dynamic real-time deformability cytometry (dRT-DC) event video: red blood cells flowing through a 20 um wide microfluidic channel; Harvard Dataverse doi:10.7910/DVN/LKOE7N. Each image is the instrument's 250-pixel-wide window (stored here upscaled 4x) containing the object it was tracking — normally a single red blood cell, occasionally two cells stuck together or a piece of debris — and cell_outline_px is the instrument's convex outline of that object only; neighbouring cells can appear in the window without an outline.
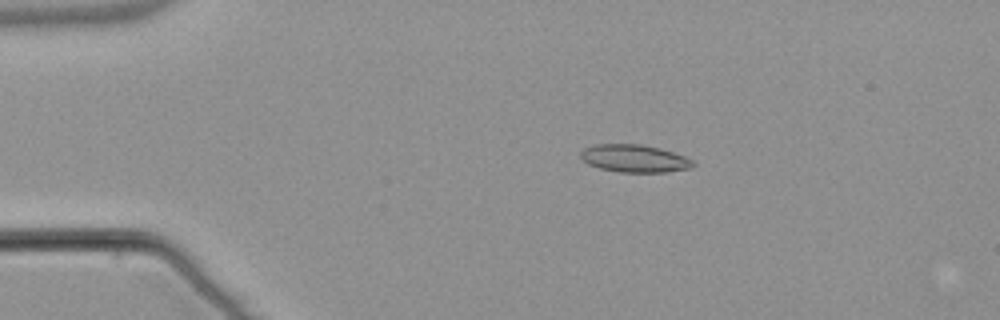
{"species": "common noctule bat (a hibernating species)", "species_latin": "Nyctalus noctula", "temperature_condition": "warm", "stored_images_in_passage": 54, "camera_frame_rate_fps": 3000, "um_per_image_px": 0.085, "animal": {"sex": "male", "body_mass_g": 21.5, "forearm_length_mm": 52.0}, "frame": {"image": 1, "passage_image": 11, "time_ms": 3.333, "image_size_px": [1000, 320], "cell_outline_px": [[696, 164], [692, 168], [668, 172], [620, 172], [600, 168], [588, 164], [580, 156], [580, 152], [584, 148], [596, 144], [644, 144], [660, 148], [684, 156], [692, 160]], "centroid_in_image_um": [53.95, 13.47], "position_along_channel_um": 31.1, "area_um2": 18.15}}
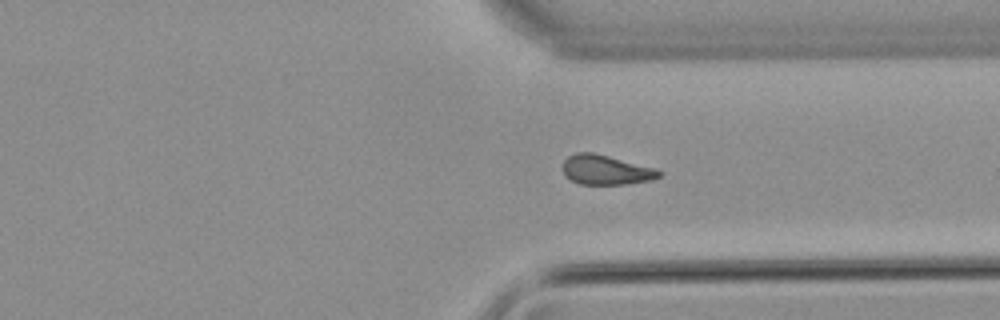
{"frame": {"image": 2, "passage_image": 41, "time_ms": 13.333, "image_size_px": [1000, 320], "cell_outline_px": [[664, 172], [660, 176], [652, 180], [628, 184], [580, 184], [564, 176], [564, 160], [568, 156], [576, 152], [592, 152], [656, 168]], "centroid_in_image_um": [51.53, 14.44], "position_along_channel_um": 359.9, "area_um2": 16.65}}
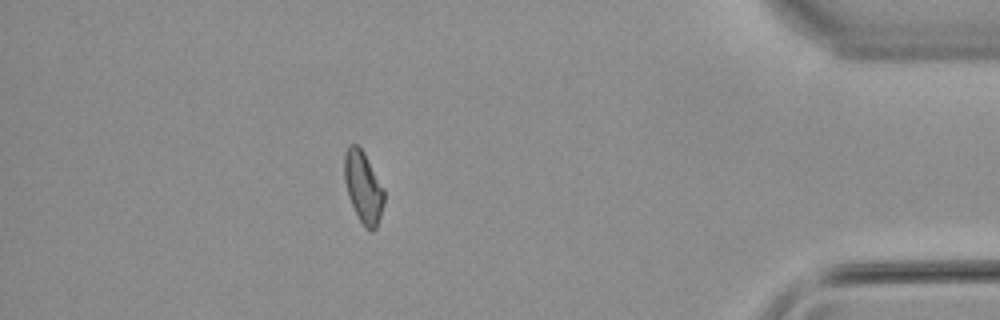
{"frame": {"image": 3, "passage_image": 48, "time_ms": 15.667, "image_size_px": [1000, 320], "cell_outline_px": [[384, 204], [376, 228], [372, 232], [364, 228], [348, 196], [344, 180], [344, 152], [348, 144], [356, 144], [364, 152], [384, 188]], "centroid_in_image_um": [30.87, 15.89], "position_along_channel_um": 404.3, "area_um2": 16.65}, "authors_computed_cell_mechanics": {"area_um2": 17.0799, "velocity_mm_per_s": 3.8316, "shape_relaxation_time_tau1_ms": null, "shape_relaxation_time_tau2_ms": 7.9923, "deformation_change_tau1": null, "deformation_change_tau2": 0.1275}}